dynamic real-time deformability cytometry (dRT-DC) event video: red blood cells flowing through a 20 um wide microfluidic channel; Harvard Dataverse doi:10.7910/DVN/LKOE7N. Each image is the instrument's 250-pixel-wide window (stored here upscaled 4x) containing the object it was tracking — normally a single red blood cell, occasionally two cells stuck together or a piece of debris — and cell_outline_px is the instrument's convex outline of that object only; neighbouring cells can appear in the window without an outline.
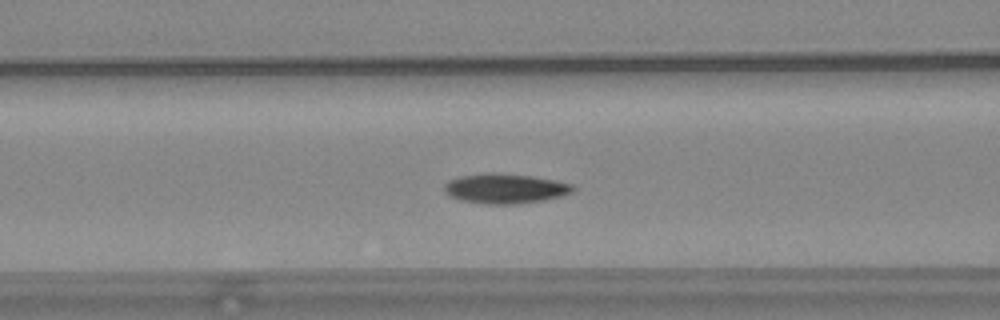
{"species": "common noctule bat (a hibernating species)", "species_latin": "Nyctalus noctula", "temperature_condition": "warm", "stored_images_in_passage": 57, "camera_frame_rate_fps": 3000, "um_per_image_px": 0.085, "animal": {"sex": "female", "body_mass_g": 24.6, "forearm_length_mm": 56.2}, "frame": {"image": 1, "passage_image": 23, "time_ms": 7.333, "image_size_px": [1000, 320], "cell_outline_px": [[576, 188], [572, 192], [560, 196], [544, 200], [516, 204], [484, 204], [460, 200], [448, 196], [444, 192], [444, 184], [448, 180], [460, 176], [484, 172], [496, 172], [532, 176], [556, 180], [572, 184]], "centroid_in_image_um": [42.9, 16.01], "position_along_channel_um": 123.7, "area_um2": 22.72}}
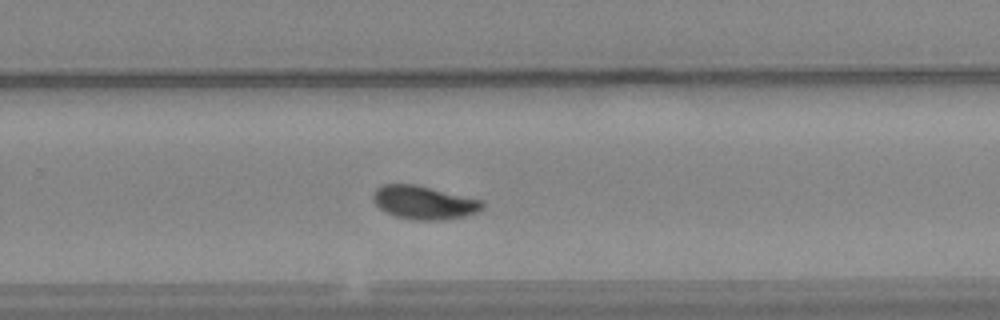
{"frame": {"image": 2, "passage_image": 37, "time_ms": 12.0, "image_size_px": [1000, 320], "cell_outline_px": [[484, 208], [480, 212], [448, 220], [412, 220], [396, 216], [380, 208], [372, 200], [372, 192], [380, 184], [416, 184], [484, 200]], "centroid_in_image_um": [36.07, 17.21], "position_along_channel_um": 293.7, "area_um2": 21.68}}
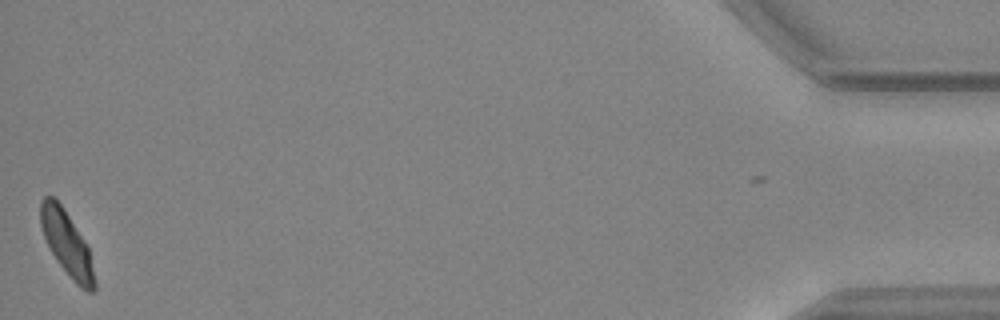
{"frame": {"image": 3, "passage_image": 56, "time_ms": 18.333, "image_size_px": [1000, 320], "cell_outline_px": [[96, 288], [92, 292], [88, 292], [80, 288], [72, 280], [56, 260], [44, 236], [40, 224], [40, 200], [44, 196], [52, 196], [64, 208], [88, 248], [96, 284]], "centroid_in_image_um": [5.66, 20.71], "position_along_channel_um": 429.5, "area_um2": 19.88}, "authors_computed_cell_mechanics": {"area_um2": 20.808, "velocity_mm_per_s": 3.6666, "shape_relaxation_time_tau1_ms": 6.7054, "shape_relaxation_time_tau2_ms": 2.758, "deformation_change_tau1": 0.1714, "deformation_change_tau2": 0.0527}}